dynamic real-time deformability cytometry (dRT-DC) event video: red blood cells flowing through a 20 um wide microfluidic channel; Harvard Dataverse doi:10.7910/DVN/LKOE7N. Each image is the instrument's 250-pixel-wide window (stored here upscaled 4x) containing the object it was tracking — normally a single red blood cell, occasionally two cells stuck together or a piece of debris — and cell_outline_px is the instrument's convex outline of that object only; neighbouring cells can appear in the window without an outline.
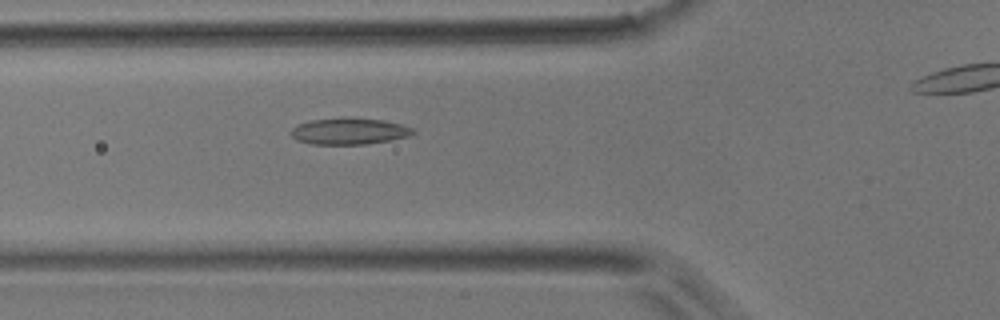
{"species": "common noctule bat (a hibernating species)", "species_latin": "Nyctalus noctula", "temperature_condition": "room temperature", "stored_images_in_passage": 29, "camera_frame_rate_fps": 3000, "um_per_image_px": 0.085, "animal": {"sex": "male", "body_mass_g": 17.9}, "frame": {"image": 1, "passage_image": 4, "time_ms": 1.0, "image_size_px": [1000, 320], "cell_outline_px": [[416, 132], [408, 136], [392, 140], [364, 144], [312, 144], [296, 140], [288, 132], [296, 124], [308, 120], [384, 120], [400, 124], [412, 128]], "centroid_in_image_um": [29.64, 11.19], "position_along_channel_um": 96.2, "area_um2": 18.15}}
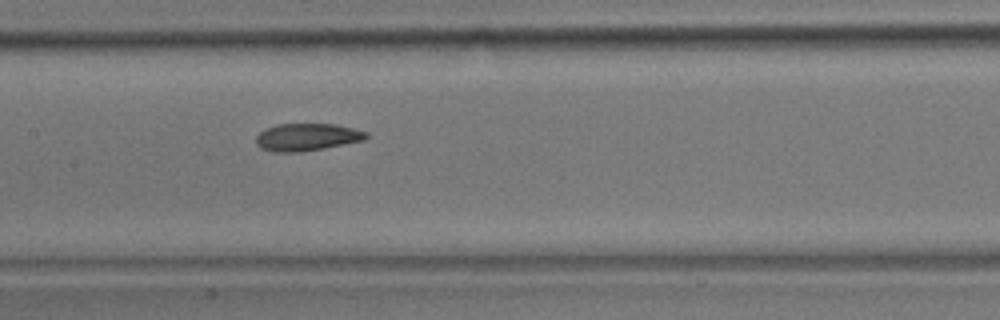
{"frame": {"image": 2, "passage_image": 10, "time_ms": 3.0, "image_size_px": [1000, 320], "cell_outline_px": [[368, 136], [364, 140], [324, 148], [300, 152], [272, 152], [260, 148], [256, 144], [256, 136], [264, 128], [276, 124], [332, 124], [352, 128], [368, 132]], "centroid_in_image_um": [26.04, 11.65], "position_along_channel_um": 181.4, "area_um2": 17.63}}
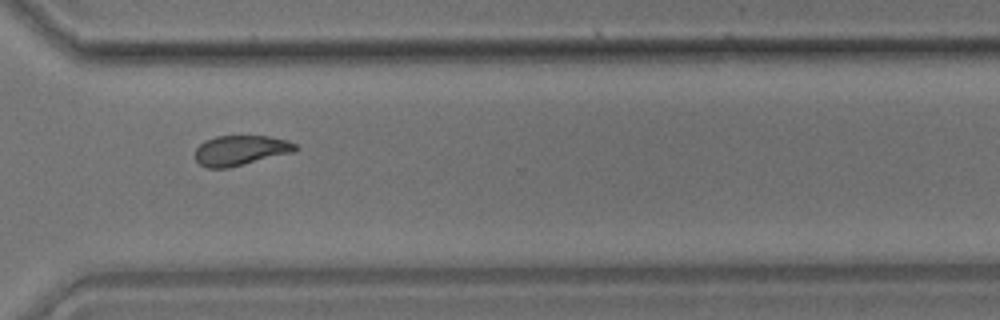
{"frame": {"image": 3, "passage_image": 22, "time_ms": 7.0, "image_size_px": [1000, 320], "cell_outline_px": [[300, 148], [292, 152], [228, 168], [208, 168], [200, 164], [196, 160], [196, 148], [204, 140], [216, 136], [268, 136], [284, 140], [296, 144]], "centroid_in_image_um": [20.42, 12.78], "position_along_channel_um": 350.2, "area_um2": 17.34}}